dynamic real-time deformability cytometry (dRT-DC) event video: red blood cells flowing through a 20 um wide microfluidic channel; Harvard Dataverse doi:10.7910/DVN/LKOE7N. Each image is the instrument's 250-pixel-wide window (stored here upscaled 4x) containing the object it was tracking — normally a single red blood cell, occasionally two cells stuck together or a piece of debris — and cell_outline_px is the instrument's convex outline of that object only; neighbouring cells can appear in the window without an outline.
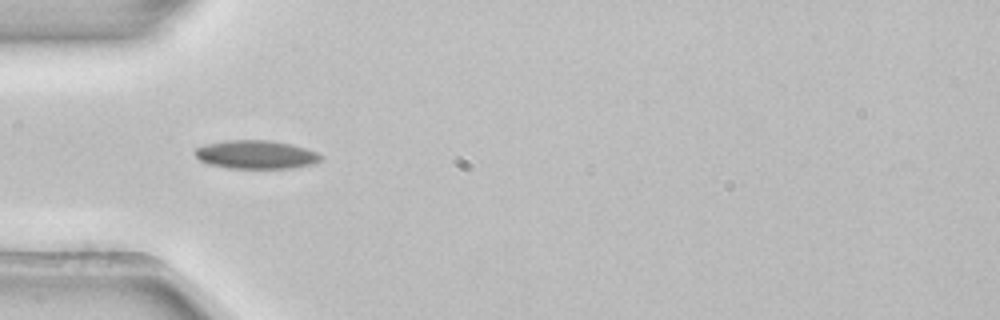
{"species": "common noctule bat (a hibernating species)", "species_latin": "Nyctalus noctula", "temperature_condition": "room temperature", "stored_images_in_passage": 5, "camera_frame_rate_fps": 3000, "um_per_image_px": 0.085, "animal": {"sex": "female", "body_mass_g": 22.7, "forearm_length_mm": 54.2}, "frame": {"image": 1, "passage_image": 5, "time_ms": 1.333, "image_size_px": [1000, 320], "cell_outline_px": [[324, 156], [320, 160], [312, 164], [292, 168], [228, 168], [208, 164], [200, 160], [196, 156], [196, 148], [204, 144], [224, 140], [272, 140], [292, 144], [316, 152]], "centroid_in_image_um": [21.76, 13.13], "position_along_channel_um": 63.2, "area_um2": 20.92}}